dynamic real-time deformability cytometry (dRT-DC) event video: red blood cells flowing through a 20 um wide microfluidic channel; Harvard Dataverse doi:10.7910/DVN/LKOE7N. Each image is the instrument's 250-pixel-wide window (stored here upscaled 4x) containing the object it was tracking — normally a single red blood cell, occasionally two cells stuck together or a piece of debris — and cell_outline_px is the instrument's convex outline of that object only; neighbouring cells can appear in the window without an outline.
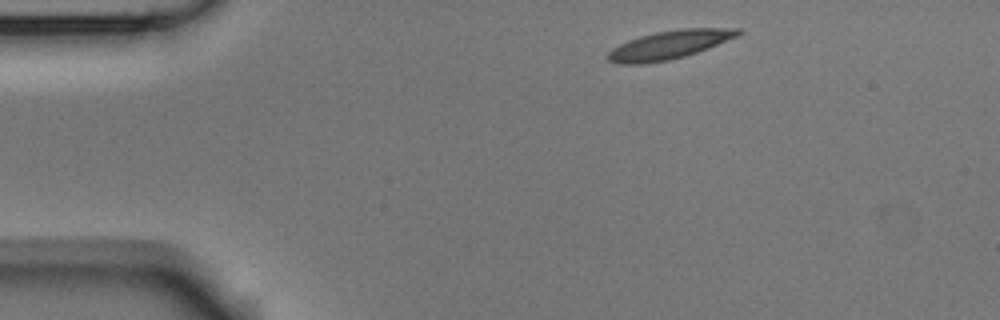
{"species": "Egyptian fruit bat (a non-hibernating species)", "species_latin": "Rousettus aegyptiacus", "temperature_condition": "room temperature", "stored_images_in_passage": 6, "camera_frame_rate_fps": 3000, "um_per_image_px": 0.085, "animal": {"sex": "male"}, "frame": {"image": 1, "passage_image": 1, "time_ms": 0.0, "image_size_px": [1000, 320], "cell_outline_px": [[744, 32], [736, 36], [708, 48], [684, 56], [668, 60], [644, 64], [620, 64], [608, 60], [604, 56], [612, 48], [628, 40], [640, 36], [656, 32], [684, 28], [740, 28]], "centroid_in_image_um": [56.85, 3.81], "position_along_channel_um": 28.1, "area_um2": 21.5}}
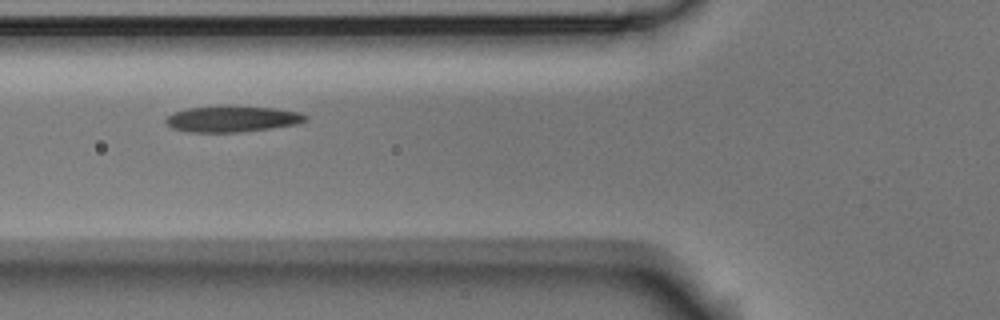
{"frame": {"image": 2, "passage_image": 4, "time_ms": 1.0, "image_size_px": [1000, 320], "cell_outline_px": [[308, 120], [296, 124], [272, 128], [240, 132], [188, 132], [172, 128], [164, 120], [172, 112], [188, 108], [220, 104], [276, 108], [300, 112], [308, 116]], "centroid_in_image_um": [19.74, 10.08], "position_along_channel_um": 106.1, "area_um2": 21.79}}
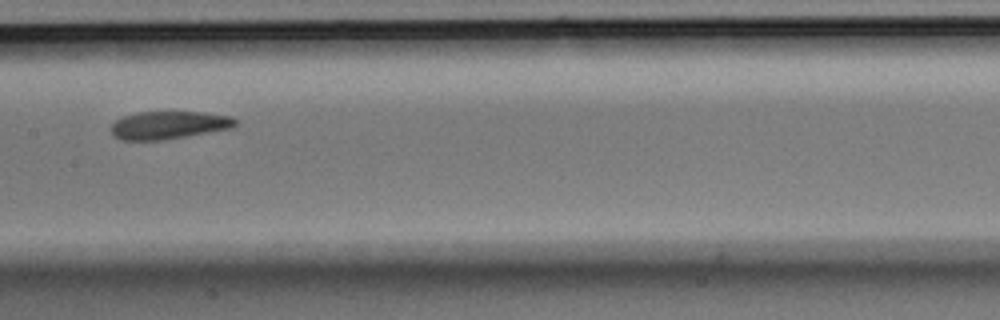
{"frame": {"image": 3, "passage_image": 6, "time_ms": 1.667, "image_size_px": [1000, 320], "cell_outline_px": [[236, 124], [232, 128], [164, 140], [120, 140], [112, 136], [112, 124], [120, 116], [136, 112], [204, 112], [232, 116], [236, 120]], "centroid_in_image_um": [14.32, 10.63], "position_along_channel_um": 193.1, "area_um2": 20.35}}